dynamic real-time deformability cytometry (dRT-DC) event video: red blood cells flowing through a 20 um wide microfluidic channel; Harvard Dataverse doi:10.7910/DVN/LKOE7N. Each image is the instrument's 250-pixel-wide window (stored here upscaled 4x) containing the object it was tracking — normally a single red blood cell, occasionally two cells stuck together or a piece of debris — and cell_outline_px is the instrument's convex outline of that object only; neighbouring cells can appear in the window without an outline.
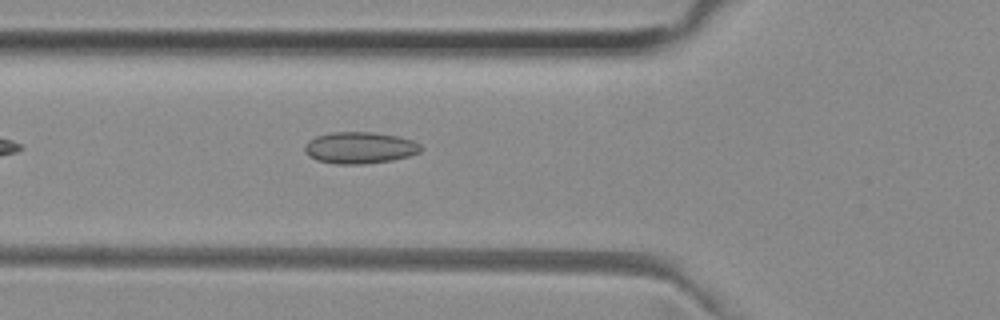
{"species": "common noctule bat (a hibernating species)", "species_latin": "Nyctalus noctula", "temperature_condition": "room temperature", "stored_images_in_passage": 33, "camera_frame_rate_fps": 3000, "um_per_image_px": 0.085, "animal": {"sex": "female", "body_mass_g": 29.2, "forearm_length_mm": 56.3}, "frame": {"image": 1, "passage_image": 3, "time_ms": 0.667, "image_size_px": [1000, 320], "cell_outline_px": [[424, 148], [420, 152], [408, 156], [392, 160], [364, 164], [336, 164], [316, 160], [308, 156], [304, 152], [304, 144], [308, 140], [316, 136], [332, 132], [372, 132], [396, 136], [412, 140], [420, 144]], "centroid_in_image_um": [30.55, 12.56], "position_along_channel_um": 95.3, "area_um2": 21.56}}
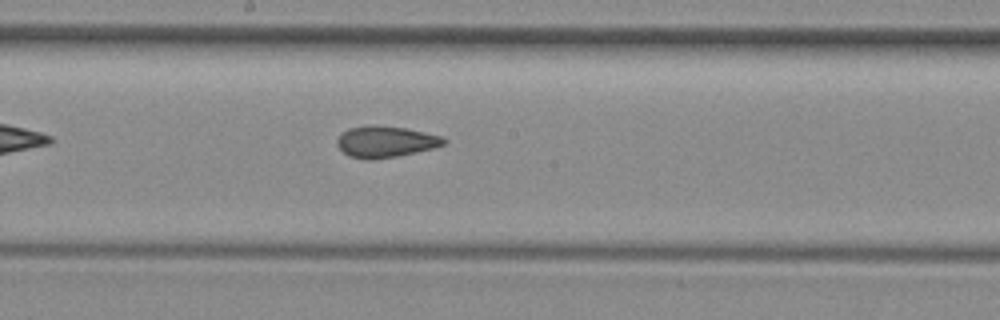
{"frame": {"image": 2, "passage_image": 12, "time_ms": 3.667, "image_size_px": [1000, 320], "cell_outline_px": [[448, 140], [444, 144], [432, 148], [416, 152], [396, 156], [372, 160], [364, 160], [348, 156], [336, 144], [336, 140], [348, 128], [404, 128], [424, 132], [440, 136]], "centroid_in_image_um": [32.78, 12.1], "position_along_channel_um": 215.4, "area_um2": 18.61}}
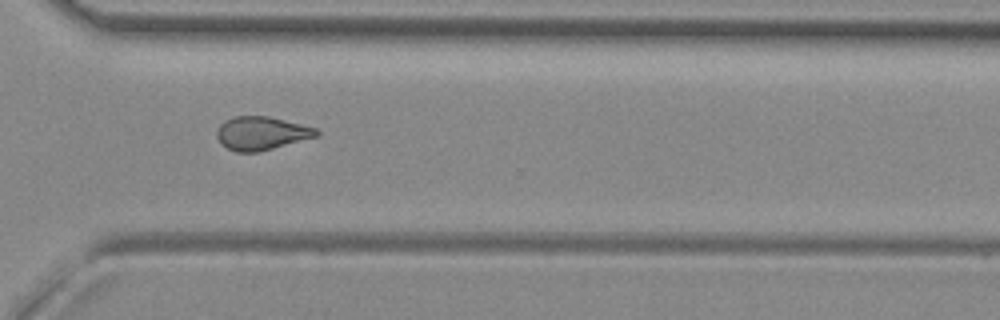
{"frame": {"image": 3, "passage_image": 22, "time_ms": 7.0, "image_size_px": [1000, 320], "cell_outline_px": [[320, 132], [316, 136], [260, 152], [236, 152], [220, 144], [216, 136], [216, 132], [220, 124], [224, 120], [236, 116], [268, 116], [316, 128]], "centroid_in_image_um": [22.17, 11.33], "position_along_channel_um": 348.4, "area_um2": 19.31}, "authors_computed_cell_mechanics": {"area_um2": 19.1896, "velocity_mm_per_s": 3.9923, "shape_relaxation_time_tau1_ms": null, "shape_relaxation_time_tau2_ms": 1.8632, "deformation_change_tau1": null, "deformation_change_tau2": 0.0737}}